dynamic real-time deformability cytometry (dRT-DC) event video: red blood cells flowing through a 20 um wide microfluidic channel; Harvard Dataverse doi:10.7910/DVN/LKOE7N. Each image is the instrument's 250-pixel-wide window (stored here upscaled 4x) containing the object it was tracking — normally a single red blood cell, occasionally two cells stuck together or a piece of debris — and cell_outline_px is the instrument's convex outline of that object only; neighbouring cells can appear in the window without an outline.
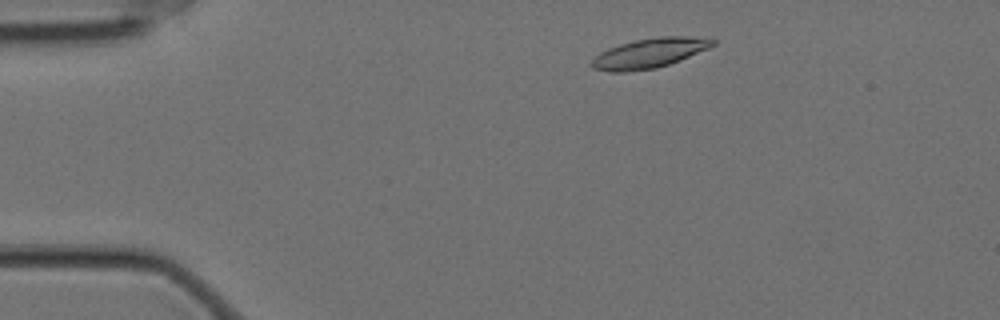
{"species": "Egyptian fruit bat (a non-hibernating species)", "species_latin": "Rousettus aegyptiacus", "temperature_condition": "cold", "stored_images_in_passage": 4, "camera_frame_rate_fps": 3000, "um_per_image_px": 0.085, "animal": {"sex": "female"}, "frame": {"image": 1, "passage_image": 2, "time_ms": 0.333, "image_size_px": [1000, 320], "cell_outline_px": [[716, 44], [708, 48], [680, 60], [656, 68], [620, 72], [608, 72], [592, 68], [588, 64], [600, 52], [608, 48], [620, 44], [636, 40], [656, 36], [688, 36], [716, 40]], "centroid_in_image_um": [55.16, 4.52], "position_along_channel_um": 29.8, "area_um2": 20.87}}